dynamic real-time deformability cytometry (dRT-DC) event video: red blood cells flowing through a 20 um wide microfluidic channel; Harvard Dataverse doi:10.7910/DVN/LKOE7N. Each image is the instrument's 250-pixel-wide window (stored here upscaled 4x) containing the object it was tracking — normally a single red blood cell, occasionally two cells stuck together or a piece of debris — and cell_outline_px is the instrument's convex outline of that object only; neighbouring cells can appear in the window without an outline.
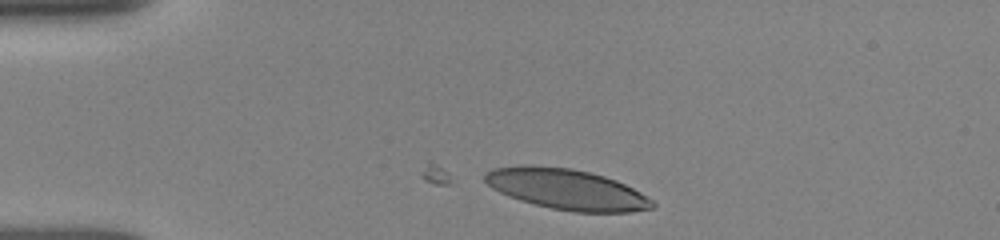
{"species": "human", "species_latin": "Homo sapiens", "temperature_condition": "room temperature", "stored_images_in_passage": 33, "camera_frame_rate_fps": 3000, "um_per_image_px": 0.085, "donor": {"sex": "female"}, "frame": {"image": 1, "passage_image": 1, "time_ms": 0.0, "image_size_px": [1000, 240], "cell_outline_px": [[656, 208], [628, 212], [572, 212], [552, 208], [520, 200], [508, 196], [492, 188], [484, 180], [484, 172], [492, 168], [520, 164], [528, 164], [572, 168], [604, 176], [616, 180], [640, 192], [652, 200], [656, 204]], "centroid_in_image_um": [48.14, 16.07], "position_along_channel_um": 36.9, "area_um2": 39.82}}
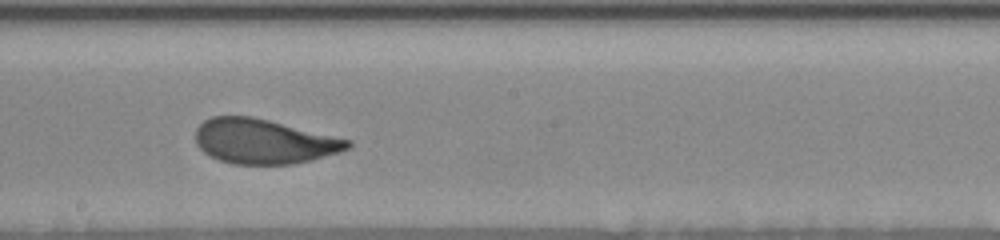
{"frame": {"image": 2, "passage_image": 19, "time_ms": 6.0, "image_size_px": [1000, 240], "cell_outline_px": [[352, 144], [348, 148], [340, 152], [312, 160], [292, 164], [232, 164], [220, 160], [204, 152], [196, 144], [196, 128], [204, 120], [212, 116], [252, 116], [352, 140]], "centroid_in_image_um": [22.43, 12.02], "position_along_channel_um": 225.8, "area_um2": 39.59}}
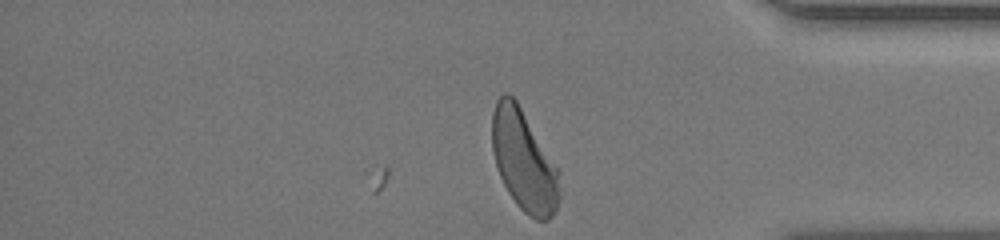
{"frame": {"image": 3, "passage_image": 33, "time_ms": 10.667, "image_size_px": [1000, 240], "cell_outline_px": [[560, 200], [552, 216], [548, 220], [536, 220], [528, 216], [516, 204], [508, 192], [500, 176], [492, 152], [492, 112], [496, 100], [504, 92], [508, 92], [516, 100], [560, 172]], "centroid_in_image_um": [44.53, 13.67], "position_along_channel_um": 390.7, "area_um2": 39.71}, "authors_computed_cell_mechanics": {"area_um2": 40.46, "velocity_mm_per_s": 3.8567, "shape_relaxation_time_tau1_ms": 3.6391, "shape_relaxation_time_tau2_ms": 0.7276, "deformation_change_tau1": 0.1622, "deformation_change_tau2": 0.0688}}